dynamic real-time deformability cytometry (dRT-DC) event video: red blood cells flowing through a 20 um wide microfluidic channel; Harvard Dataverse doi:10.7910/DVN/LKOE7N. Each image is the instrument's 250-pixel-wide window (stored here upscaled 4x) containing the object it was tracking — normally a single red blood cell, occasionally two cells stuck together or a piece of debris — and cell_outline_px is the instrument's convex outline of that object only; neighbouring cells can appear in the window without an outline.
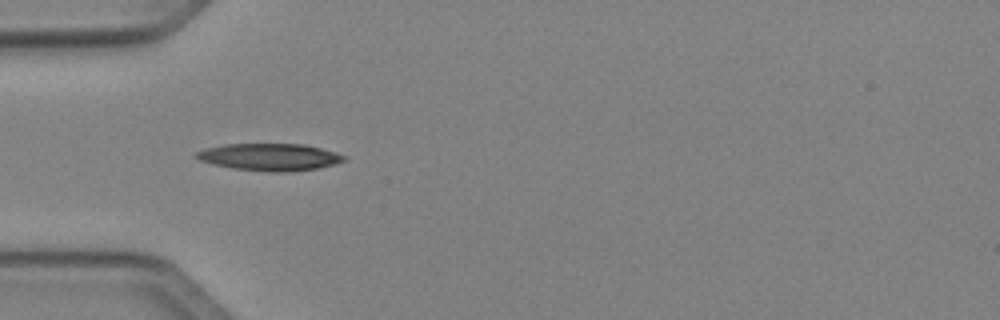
{"species": "Egyptian fruit bat (a non-hibernating species)", "species_latin": "Rousettus aegyptiacus", "temperature_condition": "cold", "stored_images_in_passage": 9, "camera_frame_rate_fps": 3000, "um_per_image_px": 0.085, "animal": {"sex": "female"}, "frame": {"image": 1, "passage_image": 6, "time_ms": 1.667, "image_size_px": [1000, 320], "cell_outline_px": [[348, 160], [336, 164], [320, 168], [288, 172], [272, 172], [232, 168], [212, 164], [200, 160], [192, 156], [196, 152], [208, 148], [224, 144], [304, 144], [336, 152], [348, 156]], "centroid_in_image_um": [22.98, 13.35], "position_along_channel_um": 62.0, "area_um2": 23.58}}
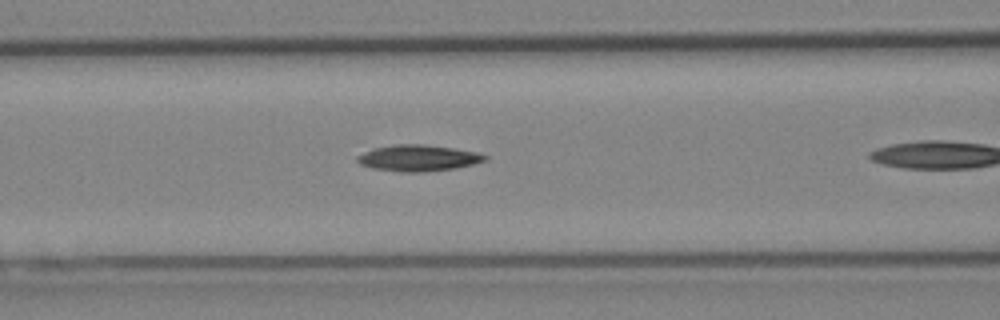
{"frame": {"image": 2, "passage_image": 8, "time_ms": 2.333, "image_size_px": [1000, 320], "cell_outline_px": [[488, 160], [456, 168], [424, 172], [404, 172], [372, 168], [360, 164], [356, 160], [356, 156], [376, 148], [396, 144], [420, 144], [452, 148], [476, 152], [488, 156]], "centroid_in_image_um": [35.56, 13.44], "position_along_channel_um": 131.0, "area_um2": 19.31}}